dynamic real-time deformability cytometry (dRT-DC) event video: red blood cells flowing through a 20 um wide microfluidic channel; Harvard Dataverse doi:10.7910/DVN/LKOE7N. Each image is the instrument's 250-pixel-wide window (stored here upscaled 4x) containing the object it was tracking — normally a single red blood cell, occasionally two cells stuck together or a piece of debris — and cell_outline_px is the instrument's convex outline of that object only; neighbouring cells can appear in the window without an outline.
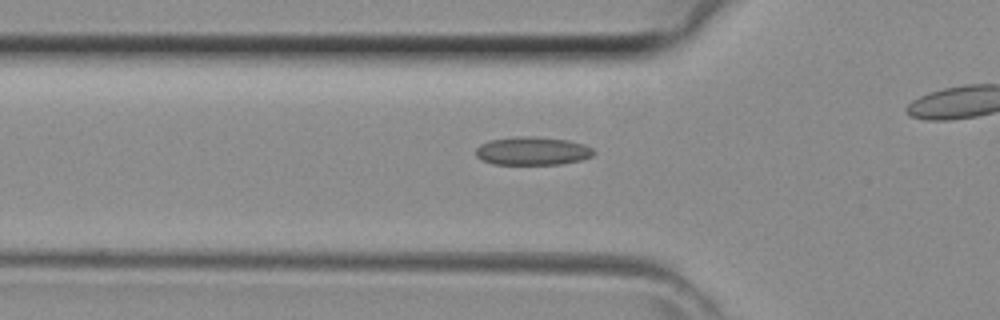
{"species": "common noctule bat (a hibernating species)", "species_latin": "Nyctalus noctula", "temperature_condition": "room temperature", "stored_images_in_passage": 27, "camera_frame_rate_fps": 3000, "um_per_image_px": 0.085, "animal": {"sex": "female", "body_mass_g": 29.2, "forearm_length_mm": 56.3}, "frame": {"image": 1, "passage_image": 7, "time_ms": 2.0, "image_size_px": [1000, 320], "cell_outline_px": [[596, 152], [592, 156], [580, 160], [560, 164], [492, 164], [476, 156], [476, 148], [480, 144], [488, 140], [524, 136], [532, 136], [568, 140], [584, 144], [592, 148]], "centroid_in_image_um": [45.26, 12.83], "position_along_channel_um": 80.5, "area_um2": 19.36}}
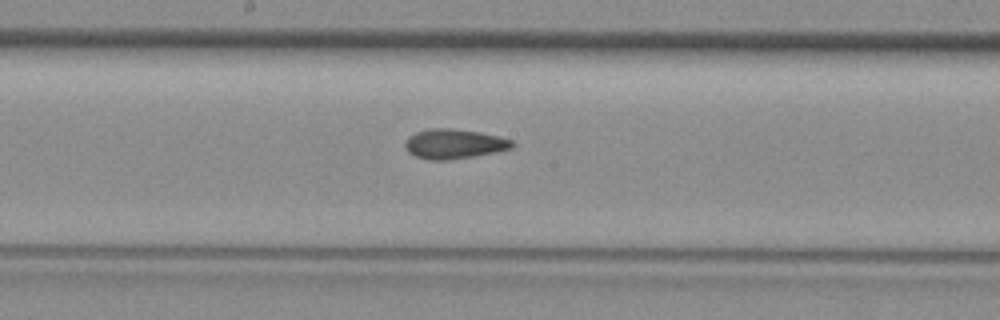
{"frame": {"image": 2, "passage_image": 15, "time_ms": 4.667, "image_size_px": [1000, 320], "cell_outline_px": [[516, 144], [512, 148], [496, 152], [448, 160], [428, 160], [416, 156], [408, 152], [404, 144], [408, 136], [416, 132], [428, 128], [452, 128], [480, 132], [512, 140]], "centroid_in_image_um": [38.58, 12.22], "position_along_channel_um": 209.6, "area_um2": 18.55}}
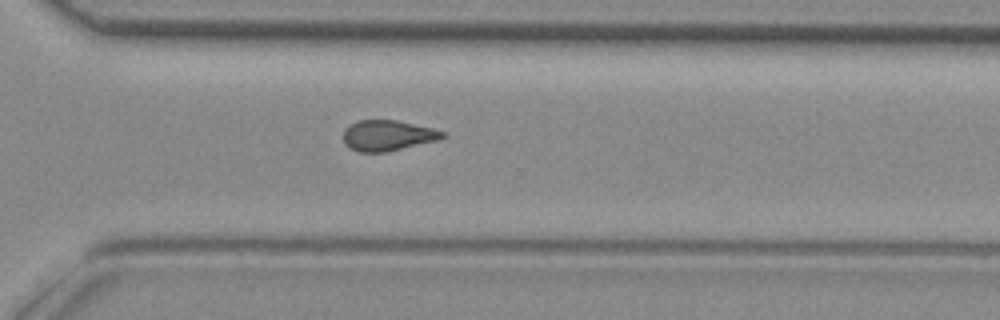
{"frame": {"image": 3, "passage_image": 23, "time_ms": 7.333, "image_size_px": [1000, 320], "cell_outline_px": [[444, 136], [440, 140], [388, 152], [360, 152], [348, 148], [344, 144], [344, 128], [356, 120], [396, 120], [432, 128], [444, 132]], "centroid_in_image_um": [32.93, 11.52], "position_along_channel_um": 337.7, "area_um2": 17.86}}